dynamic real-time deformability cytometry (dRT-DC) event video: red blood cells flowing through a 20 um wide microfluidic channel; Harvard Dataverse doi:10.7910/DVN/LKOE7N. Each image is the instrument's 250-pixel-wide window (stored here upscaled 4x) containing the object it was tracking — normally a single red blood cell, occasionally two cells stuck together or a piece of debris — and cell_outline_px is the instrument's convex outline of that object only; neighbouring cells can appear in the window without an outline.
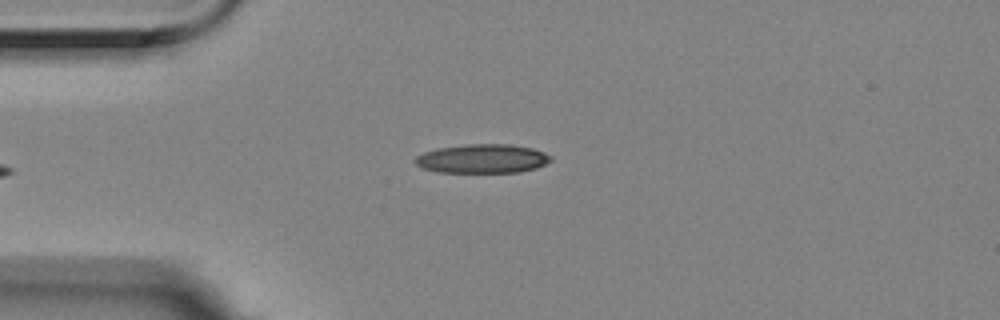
{"species": "Egyptian fruit bat (a non-hibernating species)", "species_latin": "Rousettus aegyptiacus", "temperature_condition": "room temperature", "stored_images_in_passage": 37, "camera_frame_rate_fps": 3000, "um_per_image_px": 0.085, "animal": {"sex": "female"}, "frame": {"image": 1, "passage_image": 1, "time_ms": 0.0, "image_size_px": [1000, 320], "cell_outline_px": [[552, 160], [536, 168], [516, 172], [436, 172], [420, 168], [416, 164], [416, 156], [424, 152], [436, 148], [468, 144], [512, 144], [532, 148], [544, 152], [552, 156]], "centroid_in_image_um": [40.99, 13.48], "position_along_channel_um": 44.0, "area_um2": 22.95}}
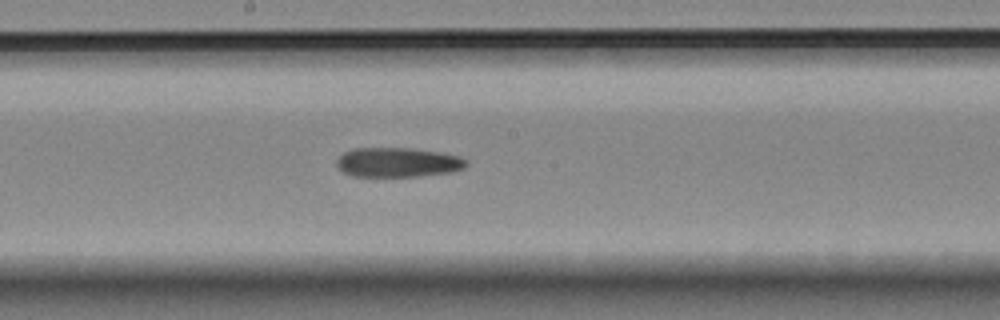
{"frame": {"image": 2, "passage_image": 17, "time_ms": 5.333, "image_size_px": [1000, 320], "cell_outline_px": [[468, 164], [464, 168], [452, 172], [420, 176], [352, 176], [344, 172], [336, 164], [336, 160], [344, 152], [352, 148], [408, 148], [440, 152], [460, 156], [468, 160]], "centroid_in_image_um": [33.84, 13.79], "position_along_channel_um": 214.4, "area_um2": 22.37}}
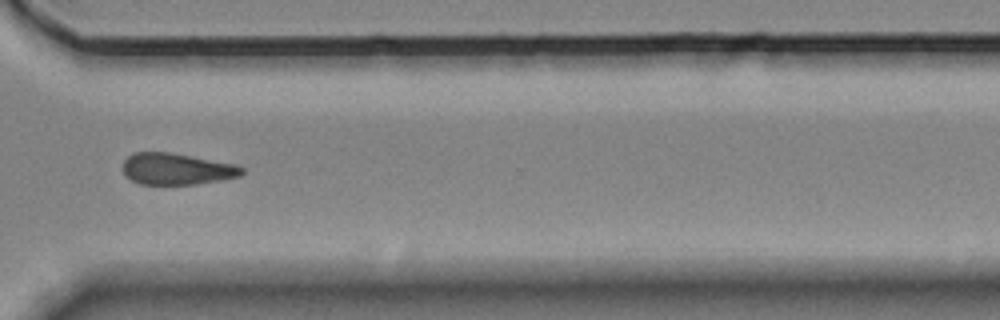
{"frame": {"image": 3, "passage_image": 29, "time_ms": 9.333, "image_size_px": [1000, 320], "cell_outline_px": [[244, 172], [240, 176], [220, 180], [196, 184], [140, 184], [132, 180], [124, 172], [124, 160], [132, 152], [168, 152], [236, 164], [244, 168]], "centroid_in_image_um": [15.04, 14.36], "position_along_channel_um": 355.6, "area_um2": 21.68}, "authors_computed_cell_mechanics": {"area_um2": 22.7154, "velocity_mm_per_s": 3.5245, "shape_relaxation_time_tau1_ms": null, "shape_relaxation_time_tau2_ms": 8.8694, "deformation_change_tau1": null, "deformation_change_tau2": 0.2126}}